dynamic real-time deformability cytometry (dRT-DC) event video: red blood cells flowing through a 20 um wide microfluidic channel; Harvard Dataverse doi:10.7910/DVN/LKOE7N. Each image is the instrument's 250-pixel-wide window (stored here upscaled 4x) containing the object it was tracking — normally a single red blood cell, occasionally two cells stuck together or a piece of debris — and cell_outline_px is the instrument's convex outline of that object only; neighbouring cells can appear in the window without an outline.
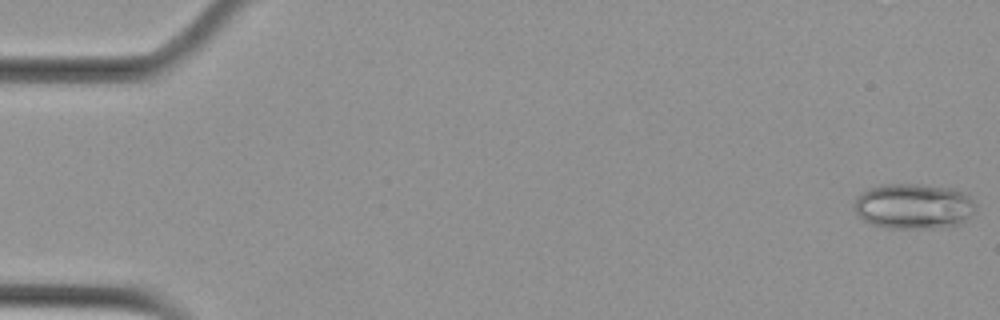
{"species": "Egyptian fruit bat (a non-hibernating species)", "species_latin": "Rousettus aegyptiacus", "temperature_condition": "cold", "stored_images_in_passage": 7, "camera_frame_rate_fps": 3000, "um_per_image_px": 0.085, "animal": {"sex": "female"}, "frame": {"image": 1, "passage_image": 1, "time_ms": 0.0, "image_size_px": [1000, 320], "cell_outline_px": [[976, 208], [968, 220], [960, 224], [944, 228], [888, 228], [872, 224], [864, 220], [856, 212], [852, 204], [868, 188], [880, 184], [916, 184], [952, 188], [968, 196], [976, 204]], "centroid_in_image_um": [77.68, 17.54], "position_along_channel_um": 7.3, "area_um2": 32.25}}
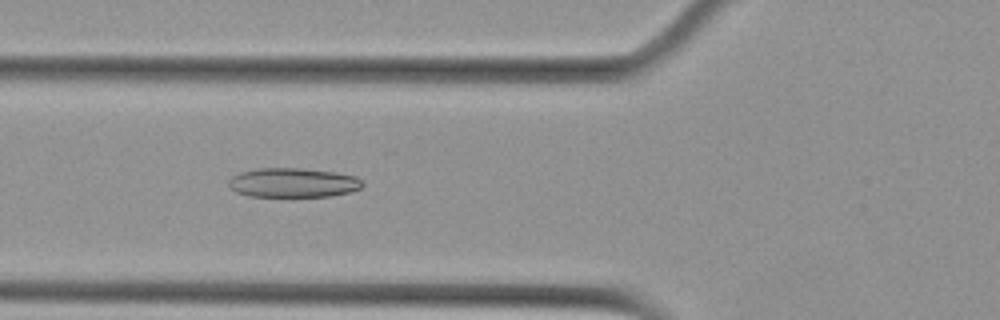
{"frame": {"image": 2, "passage_image": 6, "time_ms": 1.667, "image_size_px": [1000, 320], "cell_outline_px": [[364, 184], [360, 188], [348, 192], [332, 196], [292, 200], [248, 196], [236, 192], [228, 184], [228, 180], [232, 176], [240, 172], [260, 168], [304, 168], [336, 172], [356, 176], [364, 180]], "centroid_in_image_um": [24.92, 15.58], "position_along_channel_um": 100.9, "area_um2": 24.22}}
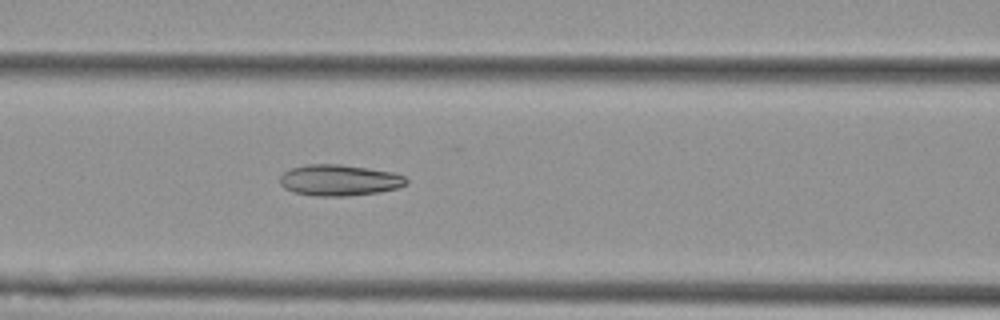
{"frame": {"image": 3, "passage_image": 7, "time_ms": 2.0, "image_size_px": [1000, 320], "cell_outline_px": [[408, 184], [396, 188], [380, 192], [348, 196], [316, 196], [292, 192], [284, 188], [280, 184], [280, 176], [284, 172], [292, 168], [308, 164], [340, 164], [368, 168], [392, 172], [404, 176], [408, 180]], "centroid_in_image_um": [28.84, 15.32], "position_along_channel_um": 137.8, "area_um2": 23.0}}